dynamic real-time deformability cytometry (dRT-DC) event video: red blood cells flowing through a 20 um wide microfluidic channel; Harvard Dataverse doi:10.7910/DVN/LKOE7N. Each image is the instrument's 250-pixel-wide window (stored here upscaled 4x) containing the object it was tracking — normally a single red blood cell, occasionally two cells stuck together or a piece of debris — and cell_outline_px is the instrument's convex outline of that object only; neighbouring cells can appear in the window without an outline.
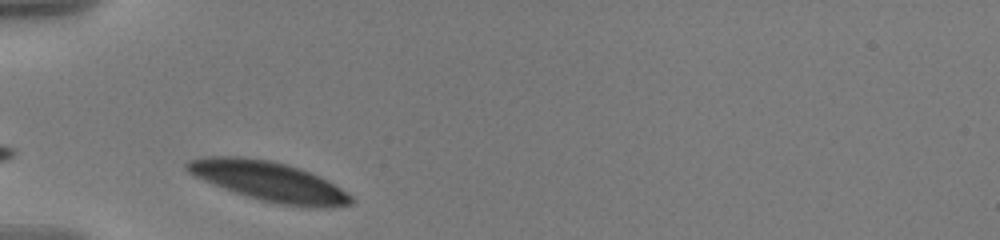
{"species": "human", "species_latin": "Homo sapiens", "temperature_condition": "warm", "stored_images_in_passage": 32, "camera_frame_rate_fps": 3000, "um_per_image_px": 0.085, "donor": {"sex": "male"}, "frame": {"image": 1, "passage_image": 1, "time_ms": 0.0, "image_size_px": [1000, 240], "cell_outline_px": [[352, 204], [328, 208], [308, 208], [280, 204], [260, 200], [236, 192], [204, 180], [188, 172], [184, 168], [184, 164], [188, 160], [204, 156], [244, 156], [272, 160], [288, 164], [300, 168], [320, 176], [328, 180], [352, 196]], "centroid_in_image_um": [22.88, 15.4], "position_along_channel_um": 62.1, "area_um2": 38.03}}
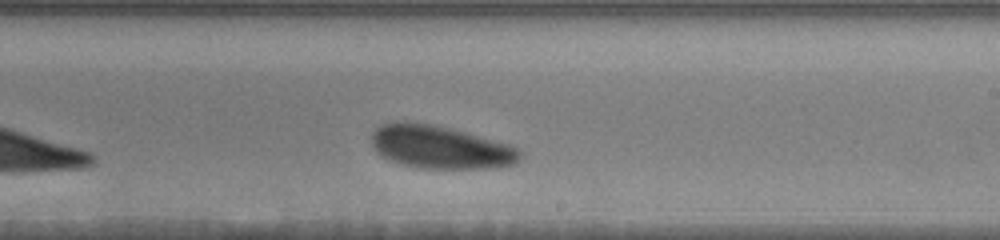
{"frame": {"image": 2, "passage_image": 18, "time_ms": 5.667, "image_size_px": [1000, 240], "cell_outline_px": [[520, 156], [512, 164], [500, 168], [416, 168], [400, 164], [388, 160], [380, 156], [376, 152], [372, 144], [372, 132], [380, 124], [396, 120], [404, 120], [432, 124], [464, 132], [508, 144], [516, 148], [520, 152]], "centroid_in_image_um": [37.32, 12.5], "position_along_channel_um": 251.7, "area_um2": 37.34}}
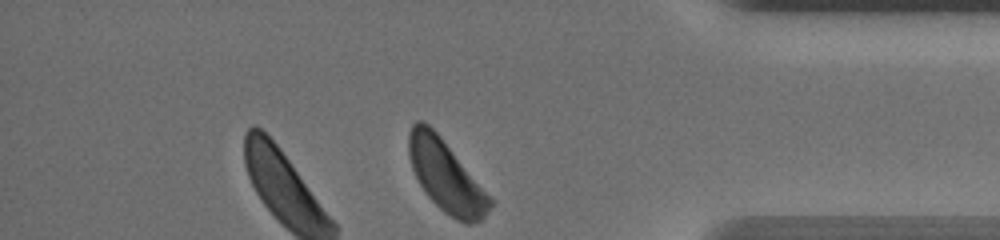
{"frame": {"image": 3, "passage_image": 32, "time_ms": 10.333, "image_size_px": [1000, 240], "cell_outline_px": [[492, 204], [484, 216], [480, 220], [472, 224], [464, 224], [456, 220], [444, 212], [424, 192], [412, 168], [408, 156], [408, 132], [412, 124], [416, 120], [424, 120], [440, 136], [492, 200]], "centroid_in_image_um": [37.85, 14.96], "position_along_channel_um": 397.3, "area_um2": 33.18}, "authors_computed_cell_mechanics": {"area_um2": 37.281, "velocity_mm_per_s": 3.4904, "shape_relaxation_time_tau1_ms": 1.9932, "shape_relaxation_time_tau2_ms": 9.3699, "deformation_change_tau1": 0.0874, "deformation_change_tau2": 0.1468}}